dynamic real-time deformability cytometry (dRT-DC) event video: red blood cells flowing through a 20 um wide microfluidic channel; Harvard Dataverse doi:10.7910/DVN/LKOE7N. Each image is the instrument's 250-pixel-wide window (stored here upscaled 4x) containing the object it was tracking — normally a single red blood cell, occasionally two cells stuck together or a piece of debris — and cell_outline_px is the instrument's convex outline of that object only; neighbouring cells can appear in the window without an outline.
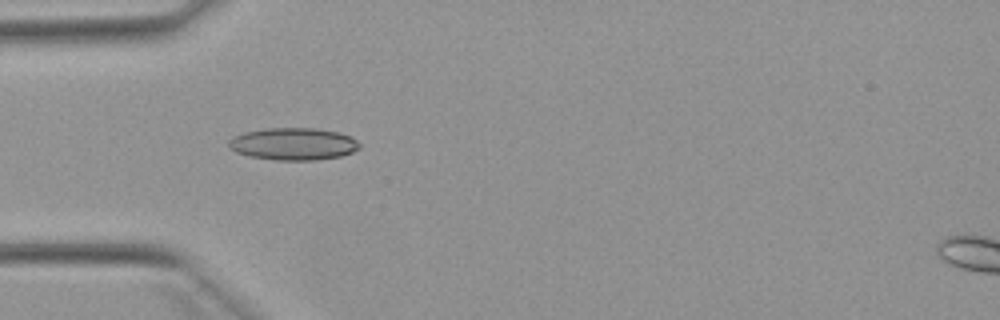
{"species": "Egyptian fruit bat (a non-hibernating species)", "species_latin": "Rousettus aegyptiacus", "temperature_condition": "warm", "stored_images_in_passage": 52, "camera_frame_rate_fps": 3000, "um_per_image_px": 0.085, "animal": {"sex": "female"}, "frame": {"image": 1, "passage_image": 16, "time_ms": 5.0, "image_size_px": [1000, 320], "cell_outline_px": [[360, 148], [352, 152], [340, 156], [316, 160], [276, 160], [248, 156], [236, 152], [228, 148], [228, 140], [232, 136], [244, 132], [264, 128], [316, 128], [336, 132], [348, 136], [356, 140], [360, 144]], "centroid_in_image_um": [24.88, 12.23], "position_along_channel_um": 60.1, "area_um2": 24.68}}
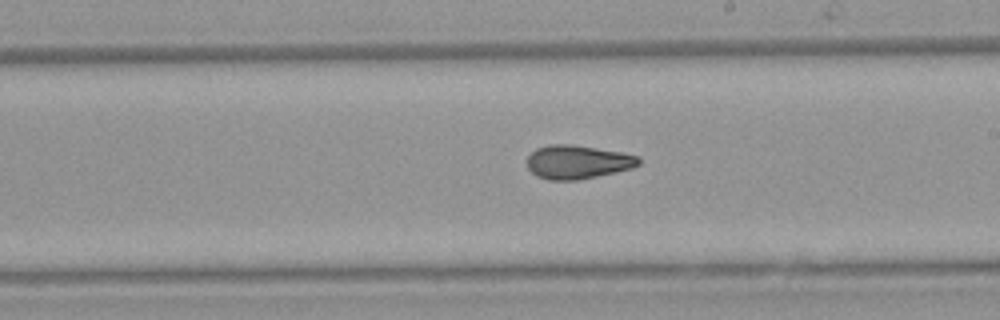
{"frame": {"image": 2, "passage_image": 30, "time_ms": 9.667, "image_size_px": [1000, 320], "cell_outline_px": [[640, 164], [632, 168], [616, 172], [576, 180], [548, 180], [536, 176], [528, 168], [528, 156], [536, 148], [548, 144], [572, 144], [620, 152], [636, 156], [640, 160]], "centroid_in_image_um": [49.06, 13.77], "position_along_channel_um": 239.9, "area_um2": 21.79}}
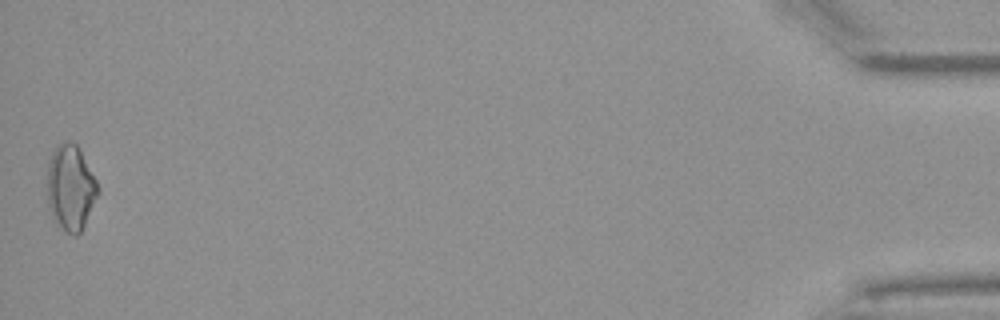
{"frame": {"image": 3, "passage_image": 52, "time_ms": 17.0, "image_size_px": [1000, 320], "cell_outline_px": [[100, 192], [80, 232], [76, 236], [72, 236], [52, 216], [48, 208], [48, 164], [52, 152], [56, 144], [64, 140], [76, 144], [80, 148], [100, 188]], "centroid_in_image_um": [6.01, 15.9], "position_along_channel_um": 429.2, "area_um2": 25.14}, "authors_computed_cell_mechanics": {"area_um2": 21.8484, "velocity_mm_per_s": 3.9109, "shape_relaxation_time_tau1_ms": null, "shape_relaxation_time_tau2_ms": 2.2424, "deformation_change_tau1": null, "deformation_change_tau2": 0.0911}}